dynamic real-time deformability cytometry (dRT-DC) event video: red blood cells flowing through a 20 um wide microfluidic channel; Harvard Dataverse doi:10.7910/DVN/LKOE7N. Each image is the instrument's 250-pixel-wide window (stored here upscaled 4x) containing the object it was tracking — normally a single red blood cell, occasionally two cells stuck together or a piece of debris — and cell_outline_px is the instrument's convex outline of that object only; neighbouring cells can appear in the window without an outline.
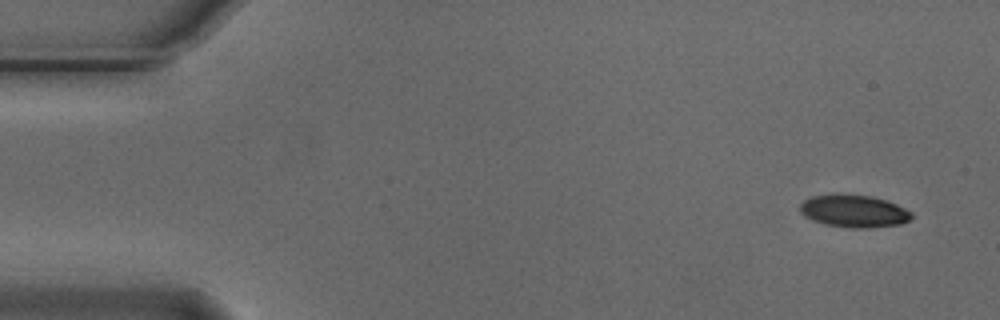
{"species": "Egyptian fruit bat (a non-hibernating species)", "species_latin": "Rousettus aegyptiacus", "temperature_condition": "cold", "stored_images_in_passage": 10, "camera_frame_rate_fps": 3000, "um_per_image_px": 0.085, "animal": {"sex": "male"}, "frame": {"image": 1, "passage_image": 1, "time_ms": 0.0, "image_size_px": [1000, 320], "cell_outline_px": [[912, 216], [908, 220], [900, 224], [872, 228], [852, 228], [824, 224], [812, 220], [804, 216], [800, 212], [800, 204], [804, 200], [812, 196], [832, 192], [836, 192], [872, 196], [896, 204], [912, 212]], "centroid_in_image_um": [72.53, 17.92], "position_along_channel_um": 12.5, "area_um2": 21.5}}
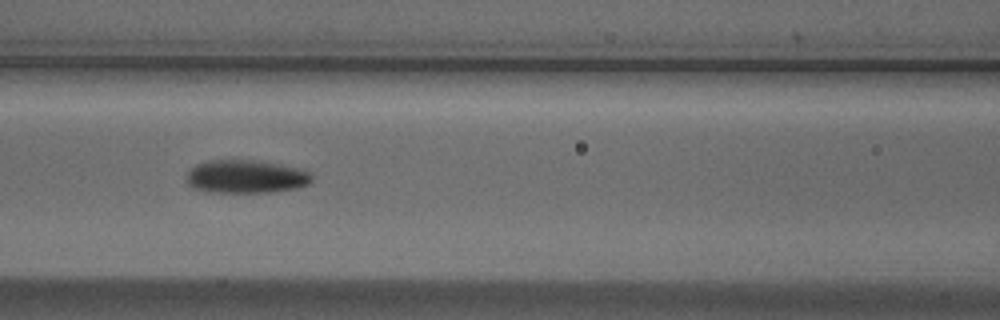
{"frame": {"image": 2, "passage_image": 6, "time_ms": 1.667, "image_size_px": [1000, 320], "cell_outline_px": [[312, 180], [308, 184], [296, 188], [272, 192], [208, 192], [192, 188], [188, 184], [188, 172], [196, 164], [208, 160], [252, 160], [280, 164], [296, 168], [308, 172], [312, 176]], "centroid_in_image_um": [20.88, 15.01], "position_along_channel_um": 145.7, "area_um2": 24.1}}
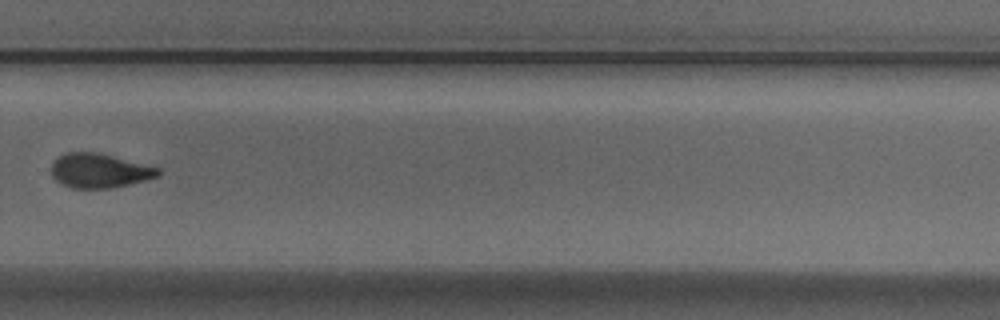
{"frame": {"image": 3, "passage_image": 10, "time_ms": 3.0, "image_size_px": [1000, 320], "cell_outline_px": [[160, 176], [112, 188], [72, 188], [56, 180], [52, 176], [52, 160], [64, 152], [100, 152], [160, 168]], "centroid_in_image_um": [8.44, 14.49], "position_along_channel_um": 321.4, "area_um2": 21.44}}